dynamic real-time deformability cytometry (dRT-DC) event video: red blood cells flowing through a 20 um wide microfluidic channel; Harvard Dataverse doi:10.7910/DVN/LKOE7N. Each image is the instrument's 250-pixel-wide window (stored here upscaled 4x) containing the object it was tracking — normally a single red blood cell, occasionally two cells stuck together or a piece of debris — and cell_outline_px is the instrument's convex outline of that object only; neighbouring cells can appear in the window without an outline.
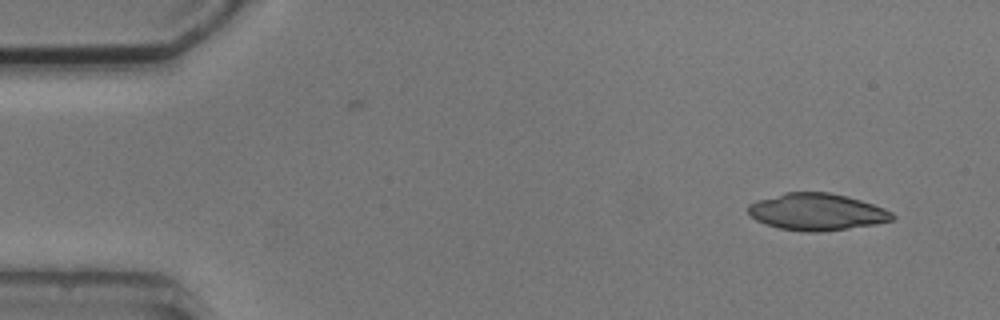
{"species": "common noctule bat (a hibernating species)", "species_latin": "Nyctalus noctula", "temperature_condition": "cold", "stored_images_in_passage": 5, "segment_of_instrument_passage": [1, 2], "camera_frame_rate_fps": 3000, "um_per_image_px": 0.085, "animal": {"sex": "male", "body_mass_g": 20.5, "forearm_length_mm": 52.5}, "frame": {"image": 1, "passage_image": 1, "time_ms": 0.0, "image_size_px": [1000, 320], "cell_outline_px": [[896, 216], [892, 220], [876, 224], [848, 228], [816, 232], [804, 232], [780, 228], [764, 224], [756, 220], [748, 212], [748, 204], [756, 200], [784, 192], [828, 192], [848, 196], [884, 208], [892, 212]], "centroid_in_image_um": [69.41, 18.0], "position_along_channel_um": 15.6, "area_um2": 31.04}}